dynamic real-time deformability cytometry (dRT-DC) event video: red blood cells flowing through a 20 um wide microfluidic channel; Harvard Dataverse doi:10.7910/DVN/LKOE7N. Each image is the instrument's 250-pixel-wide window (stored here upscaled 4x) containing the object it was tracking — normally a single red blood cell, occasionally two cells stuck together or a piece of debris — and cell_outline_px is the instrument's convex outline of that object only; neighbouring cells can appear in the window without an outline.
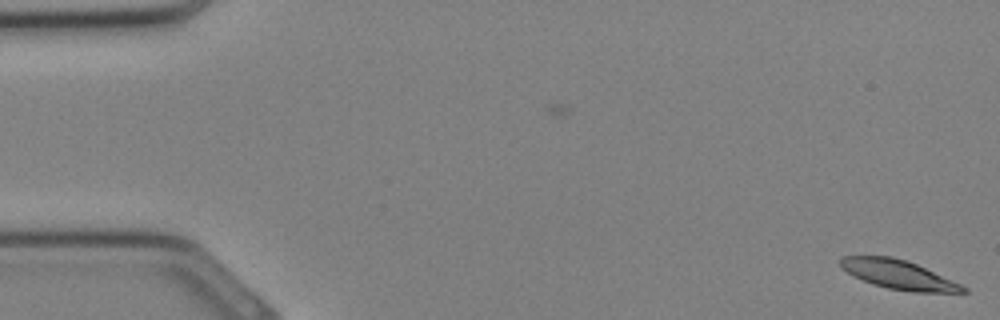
{"species": "Egyptian fruit bat (a non-hibernating species)", "species_latin": "Rousettus aegyptiacus", "temperature_condition": "cold", "stored_images_in_passage": 2, "camera_frame_rate_fps": 3000, "um_per_image_px": 0.085, "animal": {"sex": "female"}, "frame": {"image": 1, "passage_image": 2, "time_ms": 0.333, "image_size_px": [1000, 320], "cell_outline_px": [[968, 292], [912, 292], [888, 288], [872, 284], [852, 276], [840, 268], [840, 256], [892, 256], [916, 264], [960, 284], [968, 288]], "centroid_in_image_um": [76.31, 23.34], "position_along_channel_um": 8.7, "area_um2": 20.63}}